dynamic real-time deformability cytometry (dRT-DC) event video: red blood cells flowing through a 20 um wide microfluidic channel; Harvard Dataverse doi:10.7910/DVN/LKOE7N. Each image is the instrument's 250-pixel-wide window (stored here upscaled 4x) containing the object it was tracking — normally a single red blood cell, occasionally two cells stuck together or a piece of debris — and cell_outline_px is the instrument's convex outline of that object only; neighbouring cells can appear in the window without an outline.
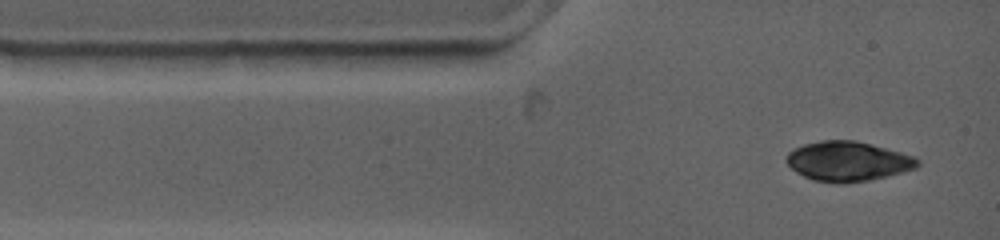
{"species": "common noctule bat (a hibernating species)", "species_latin": "Nyctalus noctula", "temperature_condition": "warm", "stored_images_in_passage": 2, "camera_frame_rate_fps": 4500, "um_per_image_px": 0.085, "animal": {"sex": "female", "body_mass_g": 19.0, "forearm_length_mm": 53.3}, "frame": {"image": 1, "passage_image": 1, "time_ms": 0.0, "image_size_px": [1000, 240], "cell_outline_px": [[920, 164], [916, 168], [888, 176], [868, 180], [840, 184], [836, 184], [812, 180], [796, 172], [784, 160], [788, 152], [804, 144], [820, 140], [856, 140], [916, 156], [920, 160]], "centroid_in_image_um": [72.07, 13.71], "position_along_channel_um": 12.9, "area_um2": 30.58}}